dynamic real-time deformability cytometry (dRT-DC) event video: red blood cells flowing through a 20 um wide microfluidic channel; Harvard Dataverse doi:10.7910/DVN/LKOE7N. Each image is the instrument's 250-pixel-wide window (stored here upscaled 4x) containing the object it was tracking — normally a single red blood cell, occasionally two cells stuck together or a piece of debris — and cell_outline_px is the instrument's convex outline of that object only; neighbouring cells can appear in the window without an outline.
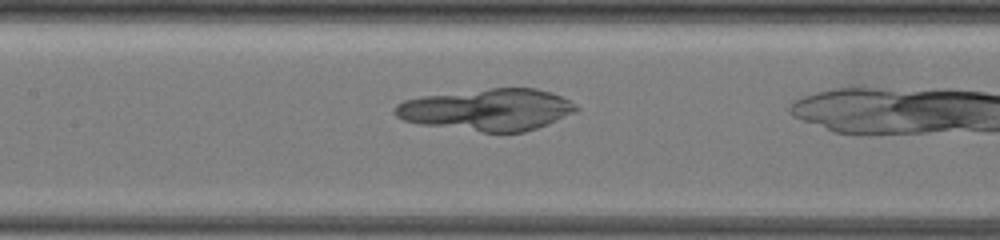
{"species": "common noctule bat (a hibernating species)", "species_latin": "Nyctalus noctula", "temperature_condition": "warm", "stored_images_in_passage": 7, "camera_frame_rate_fps": 3000, "um_per_image_px": 0.085, "animal": {"sex": "female", "body_mass_g": 19.5, "forearm_length_mm": 54.1}, "frame": {"image": 1, "passage_image": 6, "time_ms": 2.667, "image_size_px": [1000, 240], "cell_outline_px": [[580, 108], [576, 112], [536, 128], [524, 132], [484, 132], [420, 124], [404, 120], [396, 116], [392, 112], [392, 108], [396, 104], [404, 100], [420, 96], [488, 88], [536, 88], [552, 92], [576, 104]], "centroid_in_image_um": [41.4, 9.31], "position_along_channel_um": 166.0, "area_um2": 44.22}}